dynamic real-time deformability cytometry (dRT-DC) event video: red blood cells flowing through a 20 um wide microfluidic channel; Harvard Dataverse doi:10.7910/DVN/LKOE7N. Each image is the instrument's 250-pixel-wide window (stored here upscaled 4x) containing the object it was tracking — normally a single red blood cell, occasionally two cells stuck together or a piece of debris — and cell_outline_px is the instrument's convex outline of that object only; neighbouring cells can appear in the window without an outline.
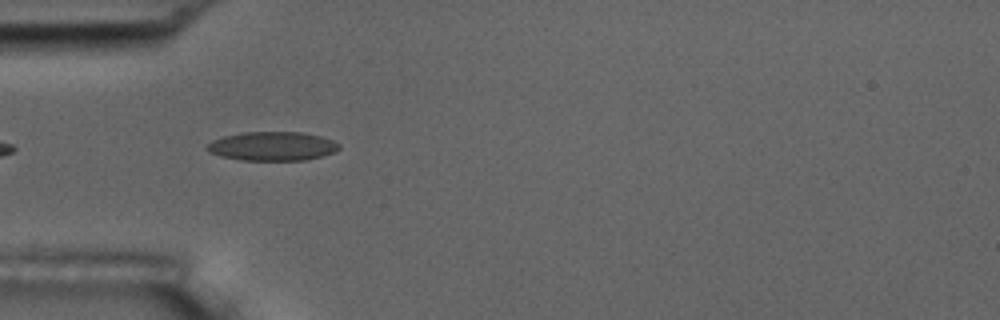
{"species": "common noctule bat (a hibernating species)", "species_latin": "Nyctalus noctula", "temperature_condition": "room temperature", "stored_images_in_passage": 5, "camera_frame_rate_fps": 3000, "um_per_image_px": 0.085, "animal": {"sex": "male", "body_mass_g": 17.5, "forearm_length_mm": 52.3}, "frame": {"image": 1, "passage_image": 4, "time_ms": 4.333, "image_size_px": [1000, 320], "cell_outline_px": [[340, 148], [332, 152], [320, 156], [304, 160], [240, 160], [220, 156], [208, 152], [204, 148], [212, 140], [224, 136], [240, 132], [300, 132], [320, 136], [332, 140], [340, 144]], "centroid_in_image_um": [23.09, 12.42], "position_along_channel_um": 61.9, "area_um2": 22.25}}